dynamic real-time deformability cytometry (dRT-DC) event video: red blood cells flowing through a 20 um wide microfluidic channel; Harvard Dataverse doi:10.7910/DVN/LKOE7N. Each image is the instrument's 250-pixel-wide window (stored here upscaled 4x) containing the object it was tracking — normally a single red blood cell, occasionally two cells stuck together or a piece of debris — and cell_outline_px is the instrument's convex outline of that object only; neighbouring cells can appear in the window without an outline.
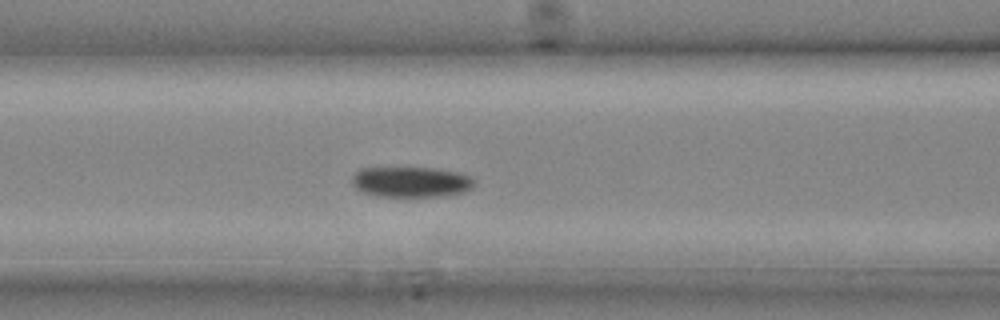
{"species": "common noctule bat (a hibernating species)", "species_latin": "Nyctalus noctula", "temperature_condition": "cold", "stored_images_in_passage": 11, "segment_of_instrument_passage": [1, 2], "camera_frame_rate_fps": 3000, "um_per_image_px": 0.085, "animal": {"sex": "male", "body_mass_g": 20.4}, "frame": {"image": 1, "passage_image": 8, "time_ms": 2.333, "image_size_px": [1000, 320], "cell_outline_px": [[476, 180], [472, 188], [464, 192], [436, 196], [380, 196], [364, 192], [356, 188], [352, 184], [352, 176], [360, 168], [432, 168], [460, 172], [472, 176]], "centroid_in_image_um": [34.97, 15.45], "position_along_channel_um": 131.6, "area_um2": 21.68}}
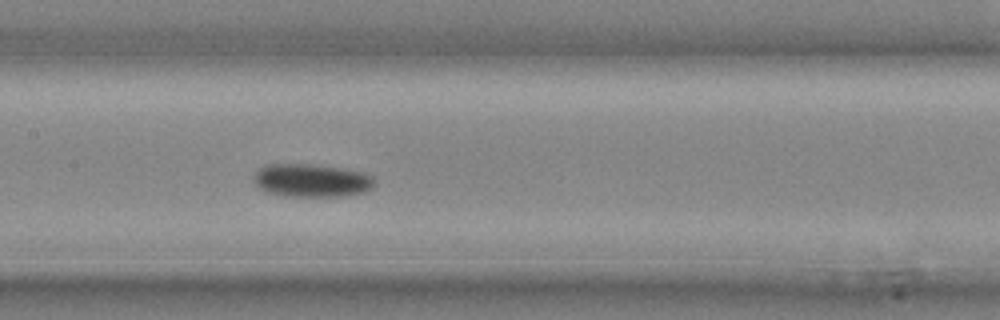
{"frame": {"image": 2, "passage_image": 10, "time_ms": 3.0, "image_size_px": [1000, 320], "cell_outline_px": [[376, 184], [372, 188], [364, 192], [340, 196], [288, 196], [268, 192], [260, 188], [256, 184], [256, 172], [264, 164], [312, 164], [348, 168], [364, 172], [372, 176], [376, 180]], "centroid_in_image_um": [26.57, 15.32], "position_along_channel_um": 180.8, "area_um2": 23.41}}